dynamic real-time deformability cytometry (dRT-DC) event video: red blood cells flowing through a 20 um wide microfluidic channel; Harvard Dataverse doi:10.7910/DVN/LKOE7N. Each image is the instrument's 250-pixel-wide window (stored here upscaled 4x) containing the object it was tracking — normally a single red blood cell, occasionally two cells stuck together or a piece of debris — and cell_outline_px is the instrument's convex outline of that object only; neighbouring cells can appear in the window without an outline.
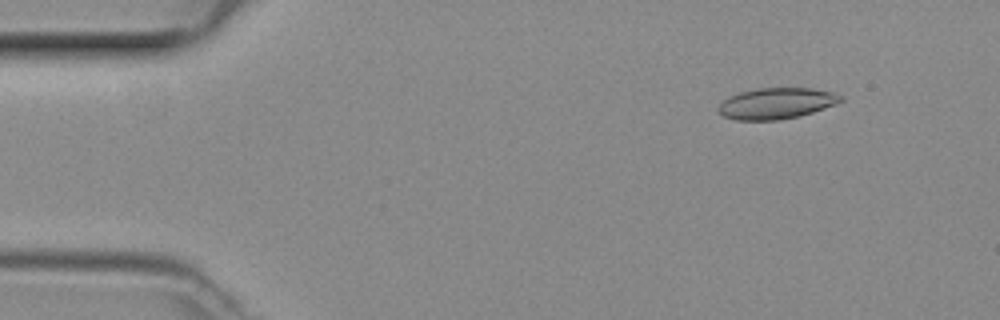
{"species": "common noctule bat (a hibernating species)", "species_latin": "Nyctalus noctula", "temperature_condition": "room temperature", "stored_images_in_passage": 48, "camera_frame_rate_fps": 3000, "um_per_image_px": 0.085, "animal": {"sex": "female", "body_mass_g": 29.2, "forearm_length_mm": 56.3}, "frame": {"image": 1, "passage_image": 5, "time_ms": 1.333, "image_size_px": [1000, 320], "cell_outline_px": [[844, 100], [836, 104], [812, 112], [780, 120], [736, 120], [724, 116], [716, 108], [728, 96], [740, 92], [756, 88], [812, 88], [832, 92], [840, 96]], "centroid_in_image_um": [65.97, 8.78], "position_along_channel_um": 19.0, "area_um2": 22.02}}
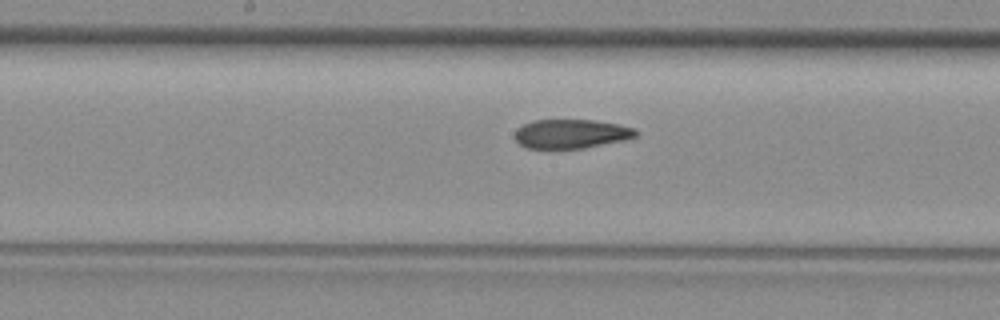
{"frame": {"image": 2, "passage_image": 24, "time_ms": 7.667, "image_size_px": [1000, 320], "cell_outline_px": [[636, 136], [624, 140], [584, 148], [524, 148], [512, 136], [516, 128], [532, 120], [596, 120], [616, 124], [632, 128], [636, 132]], "centroid_in_image_um": [48.46, 11.37], "position_along_channel_um": 199.7, "area_um2": 20.46}}
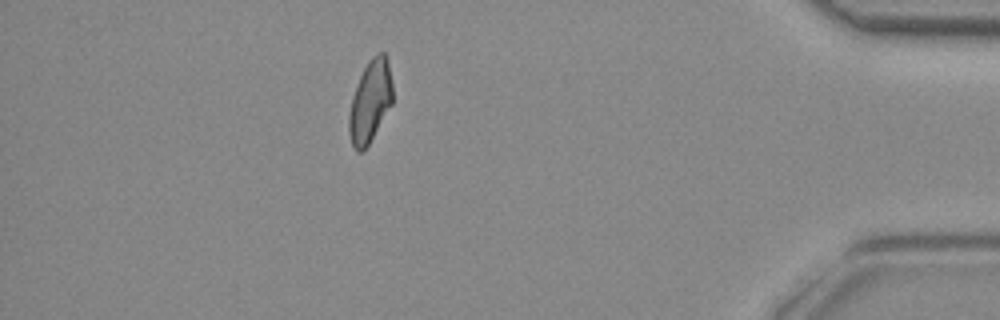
{"frame": {"image": 3, "passage_image": 42, "time_ms": 13.667, "image_size_px": [1000, 320], "cell_outline_px": [[392, 104], [368, 144], [360, 152], [356, 152], [352, 144], [348, 132], [348, 116], [352, 96], [360, 76], [368, 60], [376, 52], [384, 52], [388, 60], [392, 84]], "centroid_in_image_um": [31.45, 8.59], "position_along_channel_um": 403.7, "area_um2": 20.81}}